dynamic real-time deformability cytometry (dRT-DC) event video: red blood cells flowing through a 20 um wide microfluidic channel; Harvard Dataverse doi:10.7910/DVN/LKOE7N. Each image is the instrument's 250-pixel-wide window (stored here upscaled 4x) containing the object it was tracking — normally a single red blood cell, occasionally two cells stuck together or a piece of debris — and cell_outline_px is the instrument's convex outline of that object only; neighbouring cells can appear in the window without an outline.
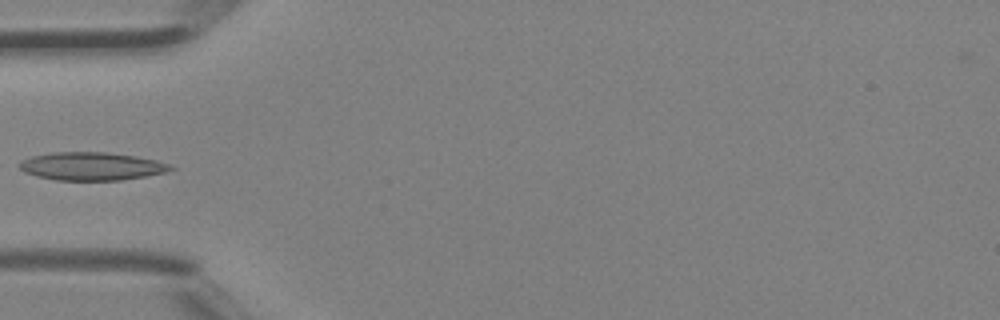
{"species": "Egyptian fruit bat (a non-hibernating species)", "species_latin": "Rousettus aegyptiacus", "temperature_condition": "room temperature", "stored_images_in_passage": 5, "camera_frame_rate_fps": 3000, "um_per_image_px": 0.085, "animal": {"sex": "female"}, "frame": {"image": 1, "passage_image": 5, "time_ms": 1.333, "image_size_px": [1000, 320], "cell_outline_px": [[176, 168], [164, 172], [144, 176], [120, 180], [56, 180], [36, 176], [24, 172], [20, 168], [20, 160], [32, 156], [52, 152], [108, 152], [136, 156], [156, 160], [168, 164]], "centroid_in_image_um": [7.75, 14.12], "position_along_channel_um": 77.2, "area_um2": 24.62}}